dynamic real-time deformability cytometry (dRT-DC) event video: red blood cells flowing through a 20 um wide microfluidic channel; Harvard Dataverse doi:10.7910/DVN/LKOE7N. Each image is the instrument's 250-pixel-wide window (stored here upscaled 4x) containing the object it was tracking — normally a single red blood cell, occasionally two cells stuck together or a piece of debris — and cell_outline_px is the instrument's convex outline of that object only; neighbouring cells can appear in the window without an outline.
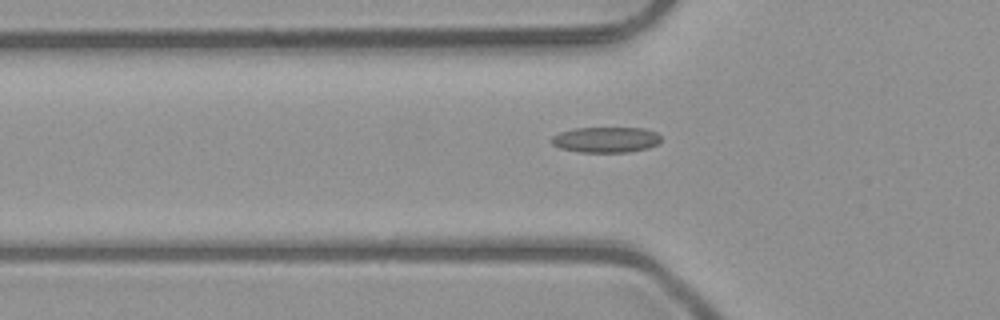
{"species": "common noctule bat (a hibernating species)", "species_latin": "Nyctalus noctula", "temperature_condition": "room temperature", "stored_images_in_passage": 46, "camera_frame_rate_fps": 3000, "um_per_image_px": 0.085, "animal": {"sex": "male", "body_mass_g": 23.1, "forearm_length_mm": 52.7}, "frame": {"image": 1, "passage_image": 18, "time_ms": 5.667, "image_size_px": [1000, 320], "cell_outline_px": [[660, 144], [648, 148], [628, 152], [580, 152], [560, 148], [552, 144], [552, 136], [560, 132], [576, 128], [644, 128], [656, 132], [660, 136]], "centroid_in_image_um": [51.53, 11.87], "position_along_channel_um": 74.3, "area_um2": 16.36}}
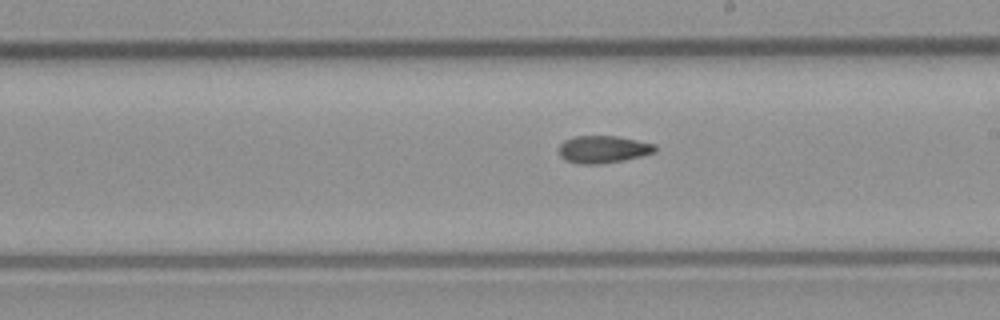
{"frame": {"image": 2, "passage_image": 30, "time_ms": 9.667, "image_size_px": [1000, 320], "cell_outline_px": [[656, 152], [624, 160], [600, 164], [576, 164], [564, 160], [560, 156], [560, 144], [564, 140], [576, 136], [620, 136], [656, 144]], "centroid_in_image_um": [51.27, 12.69], "position_along_channel_um": 237.7, "area_um2": 15.49}}
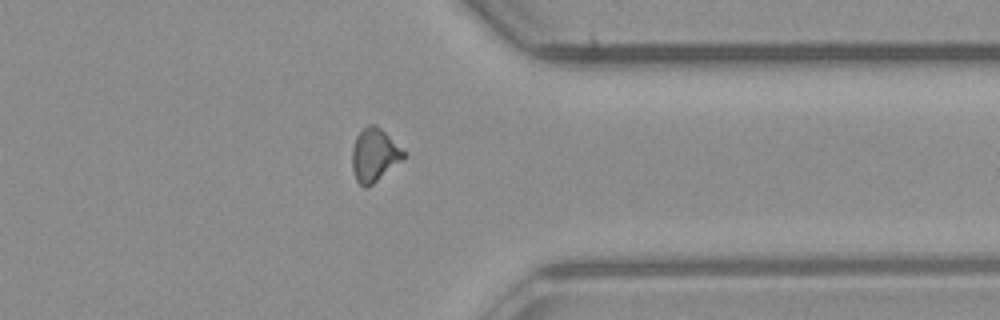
{"frame": {"image": 3, "passage_image": 41, "time_ms": 13.333, "image_size_px": [1000, 320], "cell_outline_px": [[404, 156], [400, 160], [368, 188], [364, 188], [356, 180], [352, 168], [352, 148], [356, 136], [368, 124], [376, 124], [404, 152]], "centroid_in_image_um": [31.75, 13.18], "position_along_channel_um": 379.6, "area_um2": 15.43}, "authors_computed_cell_mechanics": {"area_um2": 15.6927, "velocity_mm_per_s": 4.0557, "shape_relaxation_time_tau1_ms": null, "shape_relaxation_time_tau2_ms": 11.2388, "deformation_change_tau1": null, "deformation_change_tau2": 0.198}}